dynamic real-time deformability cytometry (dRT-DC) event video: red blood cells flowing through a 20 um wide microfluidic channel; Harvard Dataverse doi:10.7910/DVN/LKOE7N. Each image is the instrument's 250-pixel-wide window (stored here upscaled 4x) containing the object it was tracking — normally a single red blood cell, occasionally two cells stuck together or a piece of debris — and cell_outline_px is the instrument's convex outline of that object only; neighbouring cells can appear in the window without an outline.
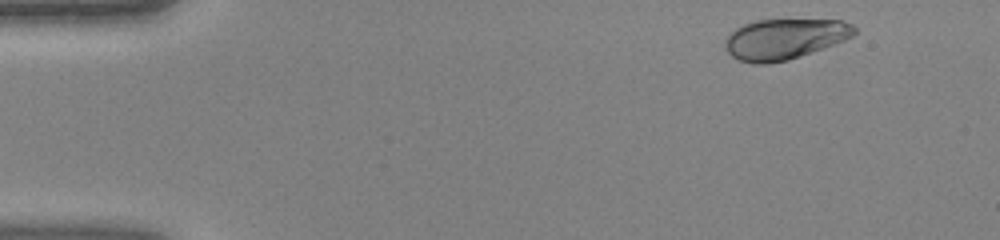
{"species": "human", "species_latin": "Homo sapiens", "temperature_condition": "warm", "stored_images_in_passage": 43, "camera_frame_rate_fps": 3000, "um_per_image_px": 0.085, "donor": {"sex": "female"}, "frame": {"image": 1, "passage_image": 3, "time_ms": 0.667, "image_size_px": [1000, 240], "cell_outline_px": [[856, 32], [852, 36], [844, 40], [800, 56], [788, 60], [768, 64], [752, 64], [740, 60], [732, 56], [724, 48], [724, 40], [736, 28], [744, 24], [756, 20], [840, 20], [852, 24], [856, 28]], "centroid_in_image_um": [66.66, 3.32], "position_along_channel_um": 18.3, "area_um2": 30.4}}
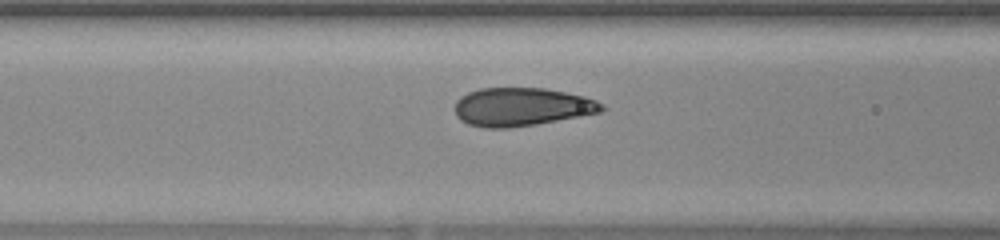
{"frame": {"image": 2, "passage_image": 17, "time_ms": 5.333, "image_size_px": [1000, 240], "cell_outline_px": [[604, 108], [600, 112], [580, 116], [536, 124], [508, 128], [484, 128], [468, 124], [460, 120], [456, 116], [456, 100], [460, 96], [468, 92], [480, 88], [544, 88], [584, 96], [596, 100], [604, 104]], "centroid_in_image_um": [44.31, 9.08], "position_along_channel_um": 122.3, "area_um2": 32.77}}
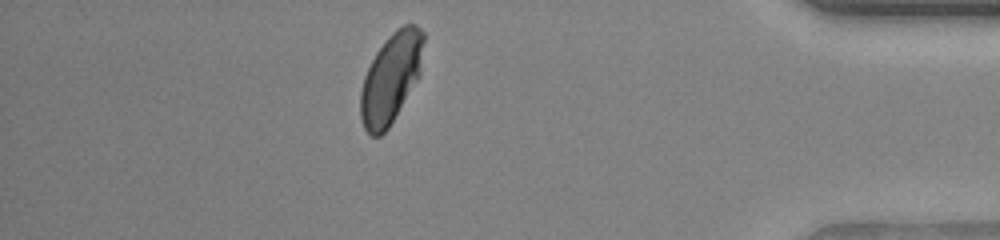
{"frame": {"image": 3, "passage_image": 38, "time_ms": 12.333, "image_size_px": [1000, 240], "cell_outline_px": [[424, 40], [420, 76], [388, 128], [380, 136], [372, 136], [364, 128], [360, 116], [360, 92], [364, 76], [376, 52], [388, 36], [396, 28], [404, 24], [416, 24], [424, 32]], "centroid_in_image_um": [33.24, 6.61], "position_along_channel_um": 402.0, "area_um2": 33.06}}